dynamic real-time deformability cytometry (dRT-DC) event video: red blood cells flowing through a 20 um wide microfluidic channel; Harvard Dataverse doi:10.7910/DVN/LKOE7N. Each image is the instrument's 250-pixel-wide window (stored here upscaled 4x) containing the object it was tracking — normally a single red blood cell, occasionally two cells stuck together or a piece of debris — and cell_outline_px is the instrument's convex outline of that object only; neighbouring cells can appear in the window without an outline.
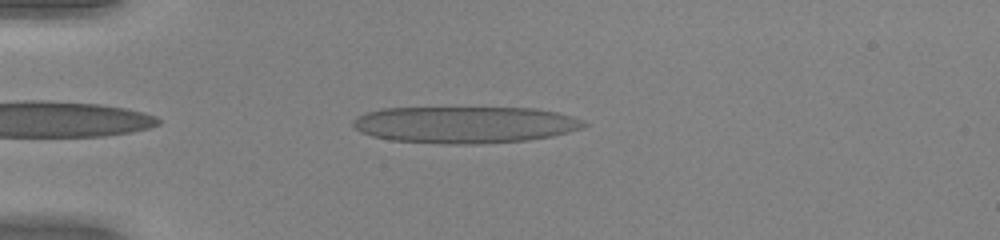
{"species": "human", "species_latin": "Homo sapiens", "temperature_condition": "warm", "stored_images_in_passage": 36, "camera_frame_rate_fps": 3000, "um_per_image_px": 0.085, "donor": {"sex": "female"}, "frame": {"image": 1, "passage_image": 3, "time_ms": 0.667, "image_size_px": [1000, 240], "cell_outline_px": [[588, 124], [580, 128], [568, 132], [552, 136], [528, 140], [480, 144], [444, 144], [392, 140], [372, 136], [360, 132], [352, 124], [352, 120], [356, 116], [380, 108], [536, 108], [556, 112], [572, 116], [584, 120]], "centroid_in_image_um": [39.51, 10.6], "position_along_channel_um": 45.5, "area_um2": 49.59}}
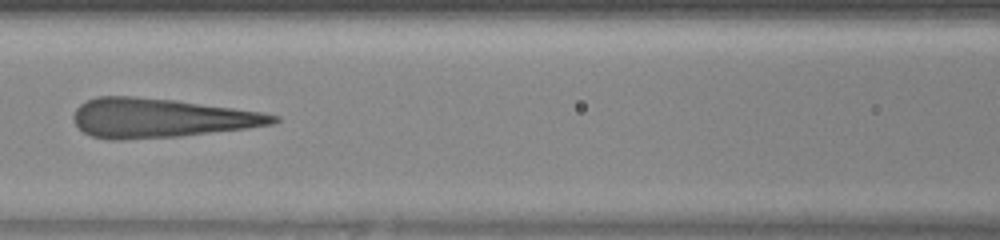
{"frame": {"image": 2, "passage_image": 13, "time_ms": 4.0, "image_size_px": [1000, 240], "cell_outline_px": [[280, 120], [272, 124], [248, 128], [180, 136], [124, 140], [108, 140], [92, 136], [84, 132], [76, 124], [72, 116], [76, 108], [80, 104], [96, 96], [132, 96], [176, 100], [260, 112], [280, 116]], "centroid_in_image_um": [13.62, 10.03], "position_along_channel_um": 153.0, "area_um2": 45.55}}
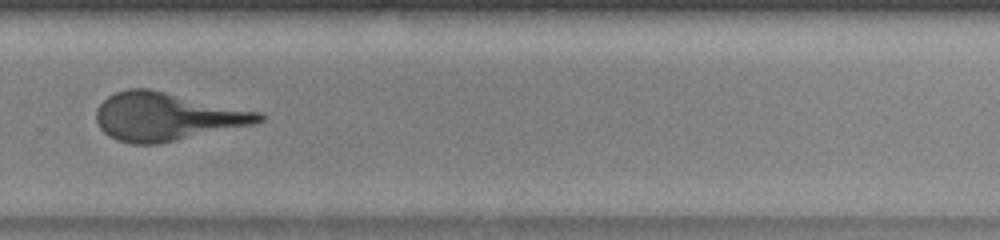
{"frame": {"image": 3, "passage_image": 25, "time_ms": 8.0, "image_size_px": [1000, 240], "cell_outline_px": [[268, 116], [264, 120], [256, 124], [156, 144], [132, 144], [116, 140], [108, 136], [100, 128], [96, 120], [96, 108], [108, 96], [116, 92], [128, 88], [148, 88], [264, 112]], "centroid_in_image_um": [14.21, 9.9], "position_along_channel_um": 315.6, "area_um2": 45.95}}